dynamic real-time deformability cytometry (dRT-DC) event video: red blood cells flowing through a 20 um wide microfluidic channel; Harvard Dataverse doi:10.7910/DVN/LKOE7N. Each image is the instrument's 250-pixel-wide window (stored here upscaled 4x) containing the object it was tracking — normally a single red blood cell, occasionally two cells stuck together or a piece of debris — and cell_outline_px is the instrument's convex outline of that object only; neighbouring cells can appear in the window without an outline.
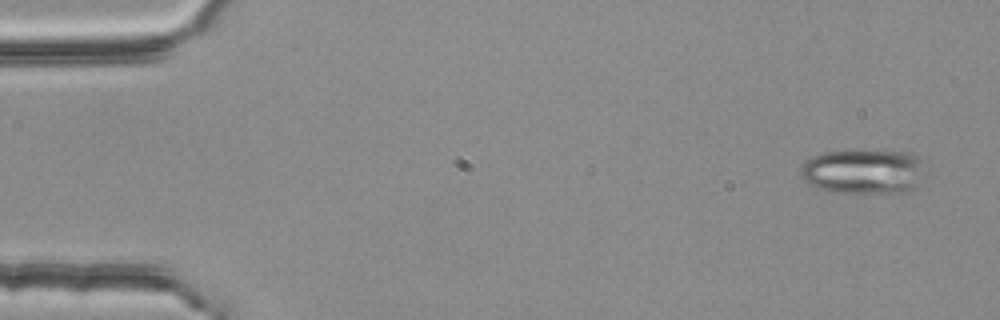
{"species": "common noctule bat (a hibernating species)", "species_latin": "Nyctalus noctula", "temperature_condition": "room temperature", "stored_images_in_passage": 4, "camera_frame_rate_fps": 3000, "um_per_image_px": 0.085, "animal": {"sex": "female", "body_mass_g": 25.1}, "frame": {"image": 1, "passage_image": 1, "time_ms": 0.0, "image_size_px": [1000, 320], "cell_outline_px": [[928, 160], [912, 188], [908, 192], [836, 192], [816, 188], [808, 184], [800, 176], [800, 168], [812, 156], [824, 152], [912, 152]], "centroid_in_image_um": [73.39, 14.57], "position_along_channel_um": 11.6, "area_um2": 32.02}}